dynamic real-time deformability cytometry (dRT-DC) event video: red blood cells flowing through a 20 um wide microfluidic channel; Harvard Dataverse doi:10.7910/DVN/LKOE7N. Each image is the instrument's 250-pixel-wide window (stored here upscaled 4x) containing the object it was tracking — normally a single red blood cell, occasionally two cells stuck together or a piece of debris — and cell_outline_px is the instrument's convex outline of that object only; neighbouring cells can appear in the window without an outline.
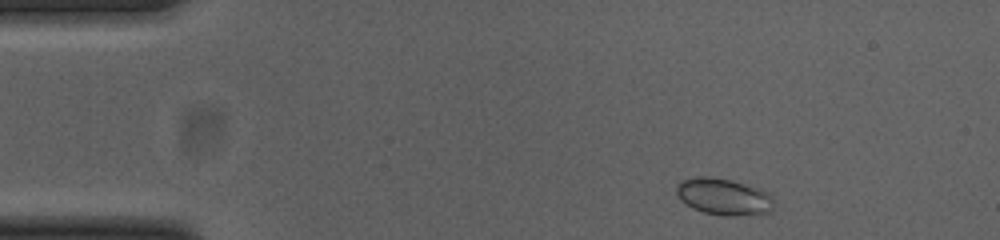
{"species": "common noctule bat (a hibernating species)", "species_latin": "Nyctalus noctula", "temperature_condition": "cold", "stored_images_in_passage": 47, "camera_frame_rate_fps": 3000, "um_per_image_px": 0.085, "animal": {"sex": "female", "body_mass_g": 23.0, "forearm_length_mm": 53.4}, "frame": {"image": 1, "passage_image": 2, "time_ms": 0.333, "image_size_px": [1000, 240], "cell_outline_px": [[772, 208], [768, 212], [732, 216], [724, 216], [704, 212], [692, 208], [684, 204], [680, 200], [676, 192], [676, 188], [680, 180], [700, 176], [708, 176], [728, 180], [756, 188], [768, 192], [772, 196]], "centroid_in_image_um": [61.44, 16.72], "position_along_channel_um": 23.6, "area_um2": 20.52}}
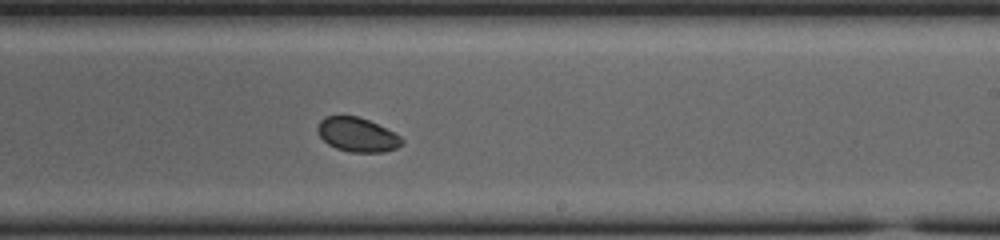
{"frame": {"image": 2, "passage_image": 26, "time_ms": 8.333, "image_size_px": [1000, 240], "cell_outline_px": [[404, 140], [396, 148], [384, 152], [348, 152], [336, 148], [328, 144], [320, 136], [316, 128], [320, 120], [324, 116], [356, 116], [368, 120], [400, 136]], "centroid_in_image_um": [30.33, 11.45], "position_along_channel_um": 258.7, "area_um2": 16.59}}
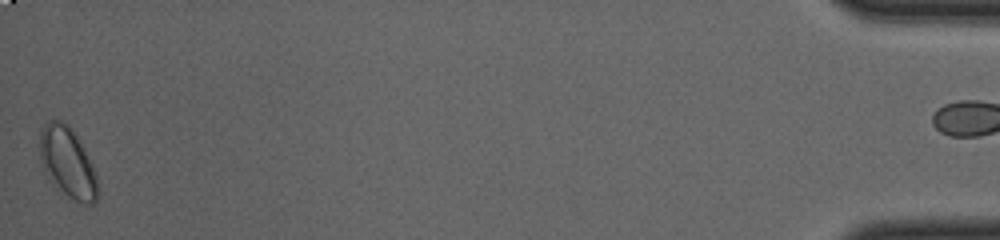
{"frame": {"image": 3, "passage_image": 47, "time_ms": 15.333, "image_size_px": [1000, 240], "cell_outline_px": [[100, 188], [96, 200], [92, 204], [88, 204], [76, 200], [56, 192], [48, 180], [40, 160], [40, 132], [44, 124], [48, 120], [60, 120], [68, 124], [76, 136], [96, 176]], "centroid_in_image_um": [5.7, 13.86], "position_along_channel_um": 429.5, "area_um2": 23.76}, "authors_computed_cell_mechanics": {"area_um2": 17.2822, "velocity_mm_per_s": 3.8372, "shape_relaxation_time_tau1_ms": 2.0282, "shape_relaxation_time_tau2_ms": null, "deformation_change_tau1": 0.0277, "deformation_change_tau2": null}}